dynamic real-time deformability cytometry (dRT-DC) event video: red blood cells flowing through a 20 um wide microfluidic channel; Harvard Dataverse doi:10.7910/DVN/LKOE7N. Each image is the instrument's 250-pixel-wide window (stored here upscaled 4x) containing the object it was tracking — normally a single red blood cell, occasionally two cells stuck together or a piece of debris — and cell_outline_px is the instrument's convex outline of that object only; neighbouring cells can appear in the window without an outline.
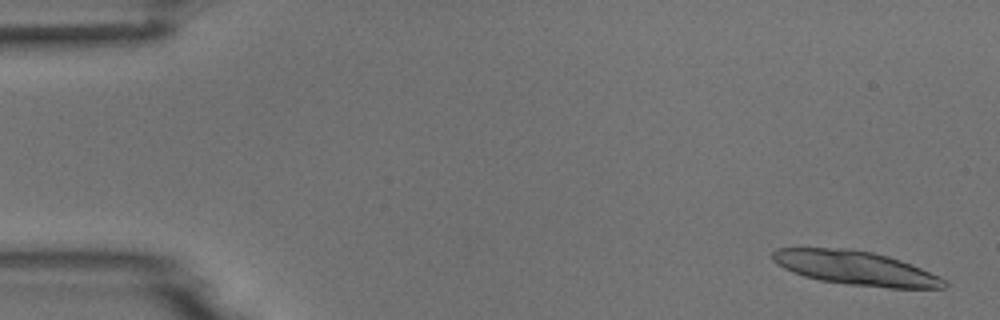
{"species": "common noctule bat (a hibernating species)", "species_latin": "Nyctalus noctula", "temperature_condition": "room temperature", "stored_images_in_passage": 6, "camera_frame_rate_fps": 3000, "um_per_image_px": 0.085, "animal": {"sex": "male", "body_mass_g": 18.8}, "frame": {"image": 1, "passage_image": 1, "time_ms": 0.0, "image_size_px": [1000, 320], "cell_outline_px": [[948, 284], [944, 288], [888, 288], [848, 284], [820, 280], [804, 276], [792, 272], [776, 264], [772, 260], [772, 252], [776, 248], [852, 248], [872, 252], [888, 256], [900, 260], [940, 276]], "centroid_in_image_um": [72.71, 22.78], "position_along_channel_um": 12.3, "area_um2": 34.04}}